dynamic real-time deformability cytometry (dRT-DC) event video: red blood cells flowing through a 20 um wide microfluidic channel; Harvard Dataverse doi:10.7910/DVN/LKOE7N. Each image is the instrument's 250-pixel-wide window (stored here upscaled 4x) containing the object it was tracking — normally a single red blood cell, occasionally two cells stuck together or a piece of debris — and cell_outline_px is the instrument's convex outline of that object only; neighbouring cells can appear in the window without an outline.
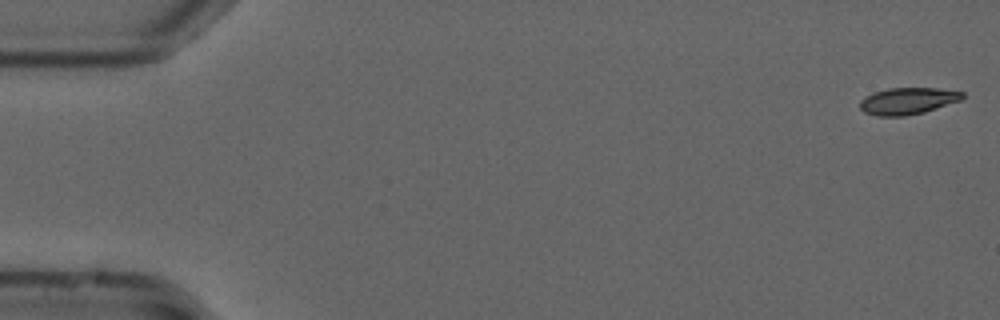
{"species": "common noctule bat (a hibernating species)", "species_latin": "Nyctalus noctula", "temperature_condition": "cold", "stored_images_in_passage": 19, "camera_frame_rate_fps": 3000, "um_per_image_px": 0.085, "animal": {"sex": "male", "forearm_length_mm": 52.5}, "frame": {"image": 1, "passage_image": 1, "time_ms": 0.0, "image_size_px": [1000, 320], "cell_outline_px": [[964, 96], [960, 100], [924, 112], [904, 116], [876, 116], [864, 112], [860, 108], [860, 100], [864, 96], [872, 92], [888, 88], [936, 88], [964, 92]], "centroid_in_image_um": [77.11, 8.58], "position_along_channel_um": 7.9, "area_um2": 16.01}}
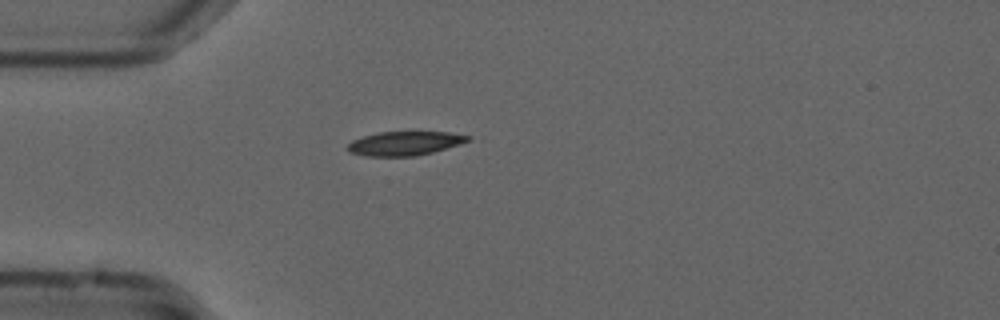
{"frame": {"image": 2, "passage_image": 15, "time_ms": 4.667, "image_size_px": [1000, 320], "cell_outline_px": [[472, 140], [460, 144], [432, 152], [416, 156], [364, 156], [348, 152], [348, 144], [352, 140], [364, 136], [380, 132], [448, 132], [472, 136]], "centroid_in_image_um": [34.42, 12.19], "position_along_channel_um": 50.6, "area_um2": 16.82}}